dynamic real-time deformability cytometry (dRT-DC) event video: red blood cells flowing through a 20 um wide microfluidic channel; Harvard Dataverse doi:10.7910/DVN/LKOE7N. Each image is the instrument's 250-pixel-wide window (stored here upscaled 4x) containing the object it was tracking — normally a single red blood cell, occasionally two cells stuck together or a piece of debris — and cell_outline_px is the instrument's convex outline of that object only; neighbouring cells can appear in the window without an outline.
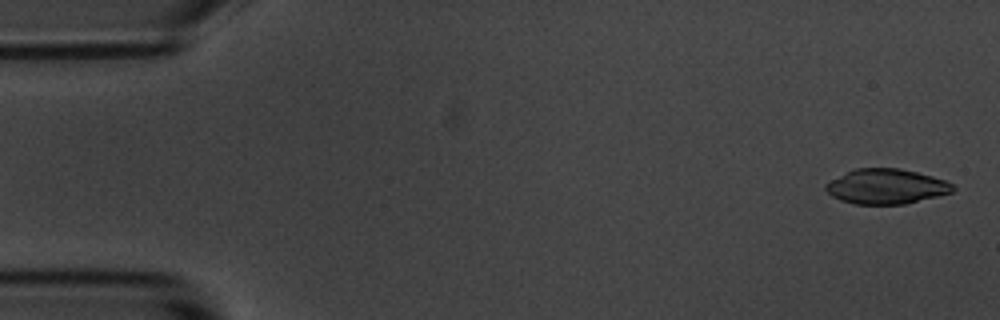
{"species": "common noctule bat (a hibernating species)", "species_latin": "Nyctalus noctula", "temperature_condition": "room temperature", "stored_images_in_passage": 54, "camera_frame_rate_fps": 3000, "um_per_image_px": 0.085, "animal": {"sex": "male", "body_mass_g": 20.1, "forearm_length_mm": 53.5}, "frame": {"image": 1, "passage_image": 2, "time_ms": 0.333, "image_size_px": [1000, 320], "cell_outline_px": [[956, 188], [952, 192], [904, 204], [856, 204], [840, 200], [832, 196], [824, 188], [824, 184], [856, 168], [900, 168], [932, 176], [944, 180], [952, 184]], "centroid_in_image_um": [75.32, 15.85], "position_along_channel_um": 9.7, "area_um2": 25.61}}
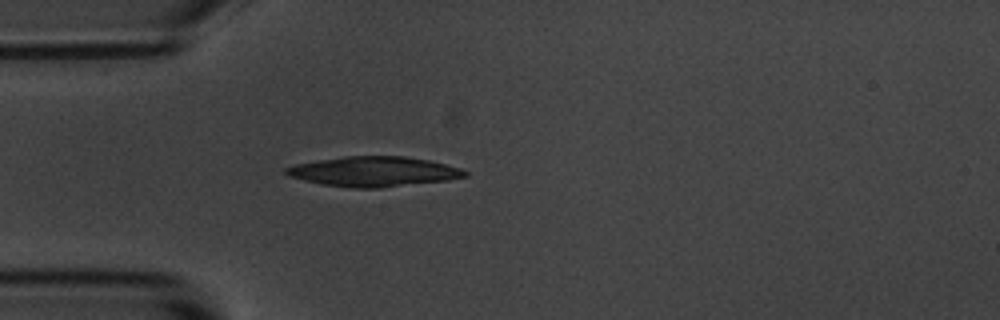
{"frame": {"image": 2, "passage_image": 15, "time_ms": 4.667, "image_size_px": [1000, 320], "cell_outline_px": [[468, 176], [448, 180], [380, 188], [352, 188], [320, 184], [288, 176], [284, 172], [284, 168], [296, 164], [344, 156], [404, 156], [428, 160], [460, 168], [468, 172]], "centroid_in_image_um": [31.76, 14.59], "position_along_channel_um": 53.2, "area_um2": 31.15}}
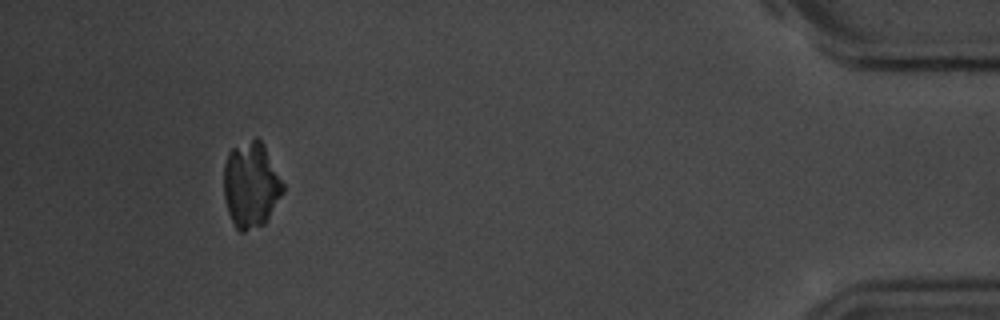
{"frame": {"image": 3, "passage_image": 50, "time_ms": 16.333, "image_size_px": [1000, 320], "cell_outline_px": [[284, 192], [264, 224], [244, 232], [240, 232], [236, 228], [228, 212], [224, 196], [224, 164], [228, 152], [232, 148], [256, 136], [264, 144], [284, 184]], "centroid_in_image_um": [21.33, 15.7], "position_along_channel_um": 413.9, "area_um2": 29.65}}